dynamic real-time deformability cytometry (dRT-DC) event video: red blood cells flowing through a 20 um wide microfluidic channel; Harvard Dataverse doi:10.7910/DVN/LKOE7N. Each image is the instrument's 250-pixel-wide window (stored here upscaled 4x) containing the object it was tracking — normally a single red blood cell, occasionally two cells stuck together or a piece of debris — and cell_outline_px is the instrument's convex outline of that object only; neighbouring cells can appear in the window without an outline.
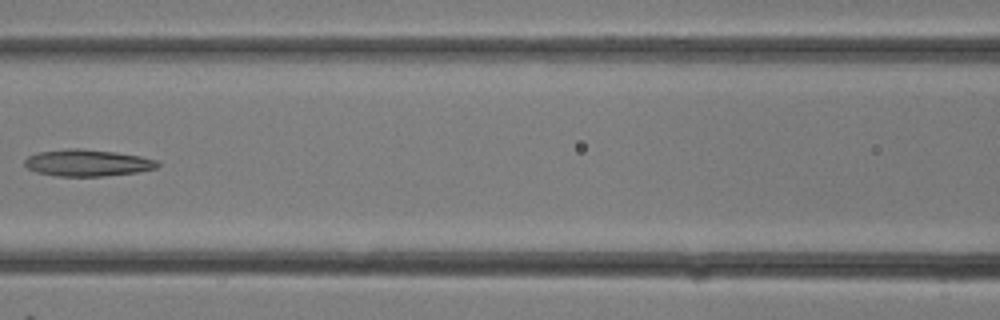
{"species": "common noctule bat (a hibernating species)", "species_latin": "Nyctalus noctula", "temperature_condition": "room temperature", "stored_images_in_passage": 16, "camera_frame_rate_fps": 3000, "um_per_image_px": 0.085, "animal": {"sex": "female"}, "frame": {"image": 1, "passage_image": 12, "time_ms": 3.667, "image_size_px": [1000, 320], "cell_outline_px": [[160, 164], [152, 168], [132, 172], [96, 176], [64, 176], [40, 172], [28, 168], [24, 164], [24, 160], [28, 156], [44, 152], [108, 152], [136, 156], [152, 160]], "centroid_in_image_um": [7.39, 13.9], "position_along_channel_um": 159.2, "area_um2": 18.38}}
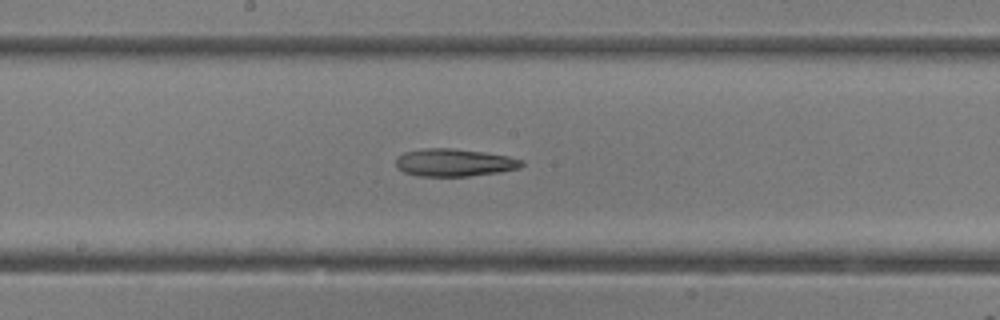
{"frame": {"image": 2, "passage_image": 14, "time_ms": 4.333, "image_size_px": [1000, 320], "cell_outline_px": [[524, 164], [516, 168], [496, 172], [464, 176], [424, 176], [408, 172], [400, 168], [396, 164], [396, 160], [400, 156], [408, 152], [432, 148], [444, 148], [480, 152], [504, 156], [520, 160]], "centroid_in_image_um": [38.6, 13.82], "position_along_channel_um": 209.6, "area_um2": 19.02}}
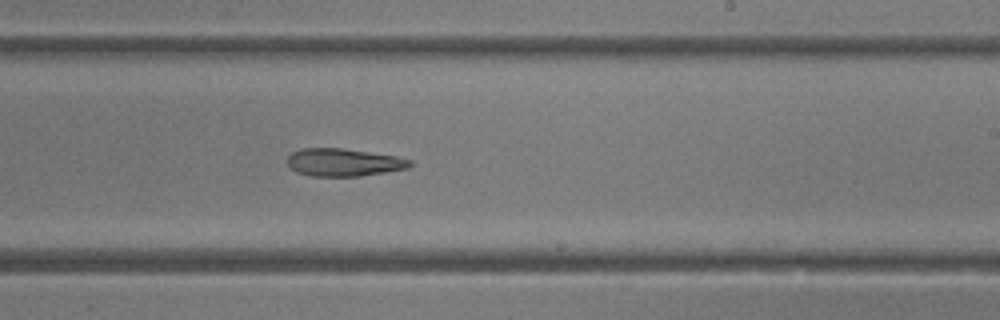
{"frame": {"image": 3, "passage_image": 16, "time_ms": 5.0, "image_size_px": [1000, 320], "cell_outline_px": [[412, 164], [404, 168], [356, 176], [316, 176], [300, 172], [292, 168], [288, 164], [288, 156], [292, 152], [304, 148], [340, 148], [392, 156], [408, 160]], "centroid_in_image_um": [29.12, 13.79], "position_along_channel_um": 259.9, "area_um2": 18.84}}